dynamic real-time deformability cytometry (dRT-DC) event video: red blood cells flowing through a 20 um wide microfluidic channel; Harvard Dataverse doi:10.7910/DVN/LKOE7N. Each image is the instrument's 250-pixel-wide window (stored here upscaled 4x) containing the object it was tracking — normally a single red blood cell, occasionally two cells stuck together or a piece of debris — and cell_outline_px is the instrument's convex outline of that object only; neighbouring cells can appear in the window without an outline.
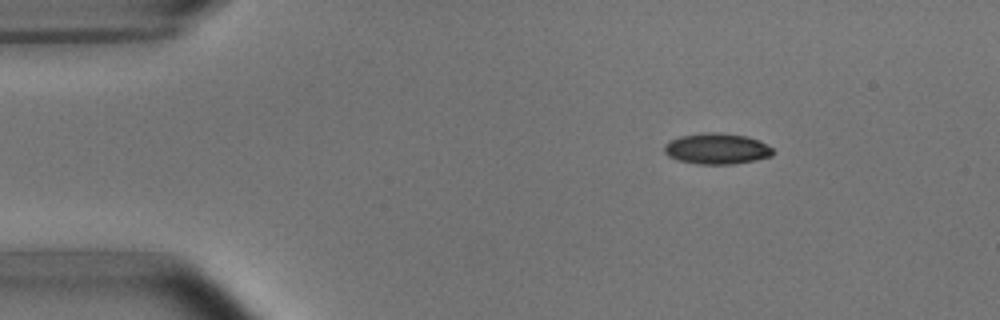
{"species": "common noctule bat (a hibernating species)", "species_latin": "Nyctalus noctula", "temperature_condition": "room temperature", "stored_images_in_passage": 4, "camera_frame_rate_fps": 3000, "um_per_image_px": 0.085, "animal": {"sex": "male", "body_mass_g": 15.6}, "frame": {"image": 1, "passage_image": 2, "time_ms": 1.333, "image_size_px": [1000, 320], "cell_outline_px": [[772, 156], [756, 160], [732, 164], [700, 164], [680, 160], [668, 156], [664, 152], [664, 144], [668, 140], [680, 136], [704, 132], [720, 132], [748, 136], [772, 148]], "centroid_in_image_um": [60.89, 12.63], "position_along_channel_um": 24.1, "area_um2": 19.54}}